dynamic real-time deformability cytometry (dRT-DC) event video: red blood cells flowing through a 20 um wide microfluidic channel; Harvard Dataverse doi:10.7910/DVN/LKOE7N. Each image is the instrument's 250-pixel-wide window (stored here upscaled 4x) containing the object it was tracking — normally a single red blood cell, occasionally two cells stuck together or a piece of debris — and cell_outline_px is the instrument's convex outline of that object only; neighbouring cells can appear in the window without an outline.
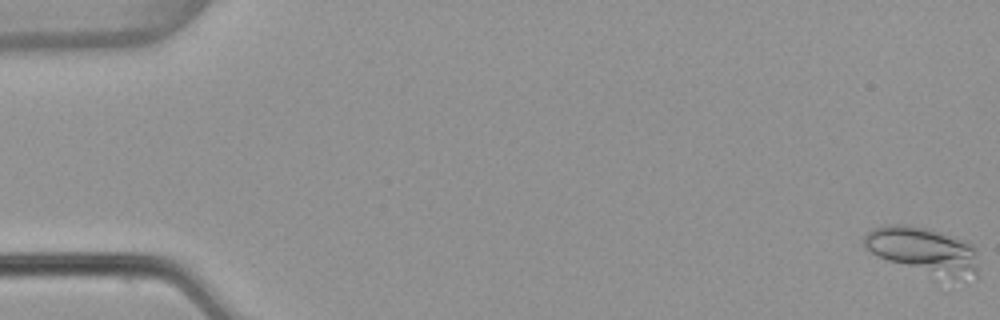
{"species": "common noctule bat (a hibernating species)", "species_latin": "Nyctalus noctula", "temperature_condition": "warm", "stored_images_in_passage": 16, "camera_frame_rate_fps": 3000, "um_per_image_px": 0.085, "animal": {"sex": "female", "body_mass_g": 22.7, "forearm_length_mm": 54.2}, "frame": {"image": 1, "passage_image": 1, "time_ms": 0.0, "image_size_px": [1000, 320], "cell_outline_px": [[976, 280], [948, 276], [888, 260], [872, 252], [864, 244], [864, 236], [872, 228], [892, 224], [904, 224], [924, 228], [940, 232], [968, 240], [972, 244], [976, 268]], "centroid_in_image_um": [78.5, 21.22], "position_along_channel_um": 6.5, "area_um2": 29.48}}